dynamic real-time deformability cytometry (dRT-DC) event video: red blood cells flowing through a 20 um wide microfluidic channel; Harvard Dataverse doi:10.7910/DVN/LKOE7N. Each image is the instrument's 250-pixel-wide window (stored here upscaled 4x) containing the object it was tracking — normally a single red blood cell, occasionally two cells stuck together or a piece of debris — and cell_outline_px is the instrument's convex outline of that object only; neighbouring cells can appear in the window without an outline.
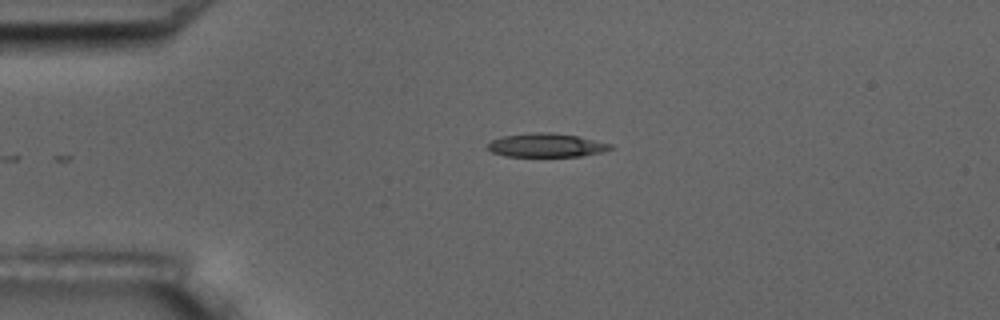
{"species": "common noctule bat (a hibernating species)", "species_latin": "Nyctalus noctula", "temperature_condition": "room temperature", "stored_images_in_passage": 1, "camera_frame_rate_fps": 3000, "um_per_image_px": 0.085, "animal": {"sex": "male", "body_mass_g": 17.5, "forearm_length_mm": 52.3}, "frame": {"image": 1, "passage_image": 1, "time_ms": 0.0, "image_size_px": [1000, 320], "cell_outline_px": [[612, 148], [604, 152], [580, 156], [504, 156], [492, 152], [488, 148], [488, 144], [492, 140], [504, 136], [532, 132], [552, 132], [576, 136], [612, 144]], "centroid_in_image_um": [46.44, 12.34], "position_along_channel_um": 38.6, "area_um2": 16.82}}